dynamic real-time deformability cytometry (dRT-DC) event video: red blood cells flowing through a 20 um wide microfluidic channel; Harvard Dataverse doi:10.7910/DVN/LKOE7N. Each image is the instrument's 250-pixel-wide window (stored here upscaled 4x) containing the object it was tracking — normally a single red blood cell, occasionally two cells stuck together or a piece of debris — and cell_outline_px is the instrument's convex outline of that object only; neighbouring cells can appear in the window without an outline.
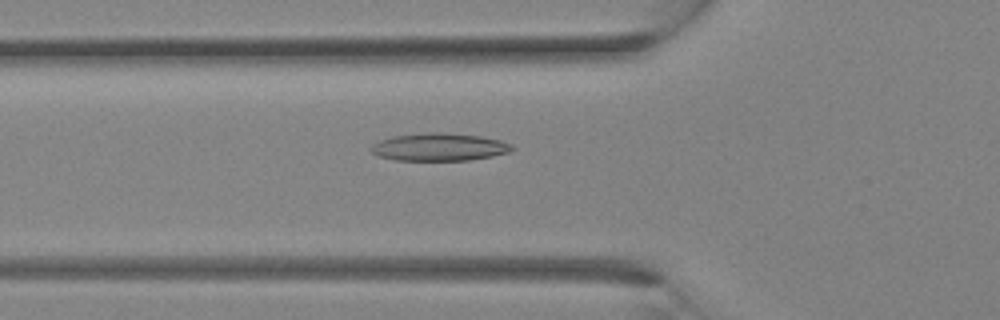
{"species": "Egyptian fruit bat (a non-hibernating species)", "species_latin": "Rousettus aegyptiacus", "temperature_condition": "room temperature", "stored_images_in_passage": 4, "camera_frame_rate_fps": 3000, "um_per_image_px": 0.085, "animal": {"sex": "female"}, "frame": {"image": 1, "passage_image": 4, "time_ms": 1.0, "image_size_px": [1000, 320], "cell_outline_px": [[516, 148], [508, 152], [492, 156], [468, 160], [396, 160], [380, 156], [372, 152], [368, 148], [372, 144], [380, 140], [392, 136], [424, 132], [440, 132], [480, 136], [500, 140], [512, 144]], "centroid_in_image_um": [37.32, 12.49], "position_along_channel_um": 88.5, "area_um2": 22.77}}